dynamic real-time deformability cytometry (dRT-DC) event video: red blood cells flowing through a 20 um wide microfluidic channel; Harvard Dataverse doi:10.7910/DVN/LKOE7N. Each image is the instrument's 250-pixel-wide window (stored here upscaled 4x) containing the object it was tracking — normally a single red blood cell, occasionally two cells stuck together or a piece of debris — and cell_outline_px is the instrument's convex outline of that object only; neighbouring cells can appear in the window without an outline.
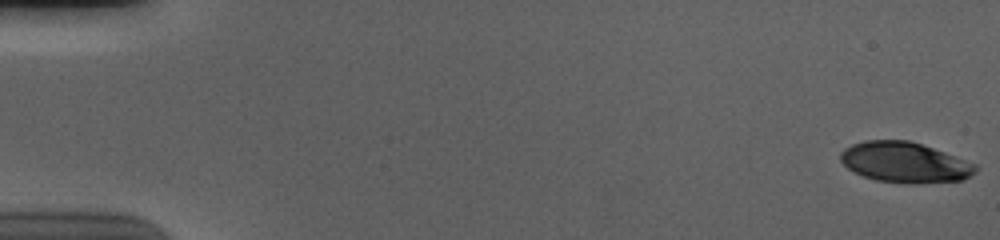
{"species": "human", "species_latin": "Homo sapiens", "temperature_condition": "cold", "stored_images_in_passage": 57, "camera_frame_rate_fps": 3000, "um_per_image_px": 0.085, "donor": {"sex": "male"}, "frame": {"image": 1, "passage_image": 1, "time_ms": 0.0, "image_size_px": [1000, 240], "cell_outline_px": [[980, 168], [972, 176], [964, 180], [916, 184], [876, 180], [864, 176], [848, 168], [840, 160], [840, 152], [844, 148], [852, 144], [864, 140], [908, 140], [944, 152], [976, 164]], "centroid_in_image_um": [76.93, 13.81], "position_along_channel_um": 8.1, "area_um2": 31.85}}
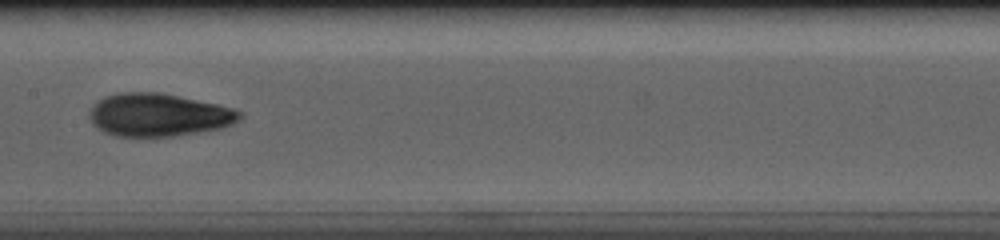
{"frame": {"image": 2, "passage_image": 30, "time_ms": 9.667, "image_size_px": [1000, 240], "cell_outline_px": [[244, 116], [240, 120], [232, 124], [220, 128], [176, 136], [116, 136], [104, 132], [96, 128], [92, 124], [88, 112], [104, 96], [116, 92], [160, 92], [216, 104], [232, 108], [244, 112]], "centroid_in_image_um": [13.48, 9.76], "position_along_channel_um": 193.9, "area_um2": 37.63}}
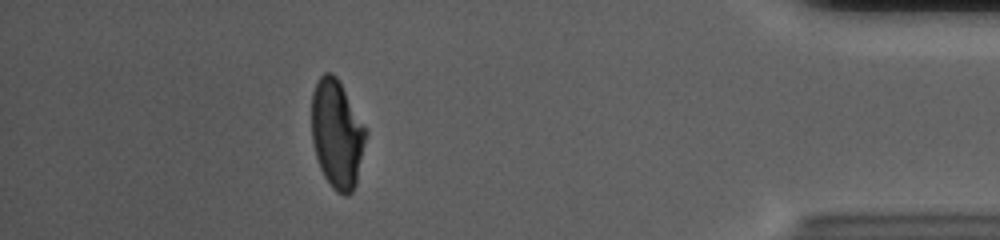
{"frame": {"image": 3, "passage_image": 51, "time_ms": 16.667, "image_size_px": [1000, 240], "cell_outline_px": [[368, 132], [356, 184], [352, 192], [348, 196], [344, 196], [336, 192], [332, 188], [324, 176], [320, 168], [316, 156], [312, 140], [312, 92], [320, 76], [324, 72], [332, 72], [336, 76], [368, 128]], "centroid_in_image_um": [28.67, 11.4], "position_along_channel_um": 406.5, "area_um2": 34.68}, "authors_computed_cell_mechanics": {"area_um2": 35.6626, "velocity_mm_per_s": 3.6822, "shape_relaxation_time_tau1_ms": 5.3573, "shape_relaxation_time_tau2_ms": 1.6202, "deformation_change_tau1": 0.1773, "deformation_change_tau2": 0.072}}